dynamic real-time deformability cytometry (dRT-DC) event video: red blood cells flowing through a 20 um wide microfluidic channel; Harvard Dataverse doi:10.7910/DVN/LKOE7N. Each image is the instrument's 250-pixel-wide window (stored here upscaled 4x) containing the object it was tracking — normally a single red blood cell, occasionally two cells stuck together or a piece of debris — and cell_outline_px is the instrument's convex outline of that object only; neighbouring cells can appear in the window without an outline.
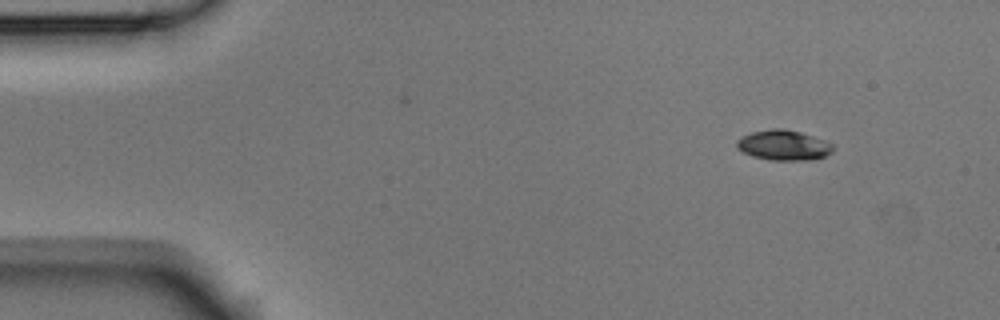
{"species": "Egyptian fruit bat (a non-hibernating species)", "species_latin": "Rousettus aegyptiacus", "temperature_condition": "room temperature", "stored_images_in_passage": 5, "segment_of_instrument_passage": [1, 2], "camera_frame_rate_fps": 3000, "um_per_image_px": 0.085, "animal": {"sex": "male"}, "frame": {"image": 1, "passage_image": 1, "time_ms": 0.0, "image_size_px": [1000, 320], "cell_outline_px": [[832, 152], [824, 156], [808, 160], [768, 160], [752, 156], [736, 148], [736, 140], [752, 132], [772, 128], [784, 128], [800, 132], [824, 140], [832, 144]], "centroid_in_image_um": [66.57, 12.34], "position_along_channel_um": 18.4, "area_um2": 16.82}}